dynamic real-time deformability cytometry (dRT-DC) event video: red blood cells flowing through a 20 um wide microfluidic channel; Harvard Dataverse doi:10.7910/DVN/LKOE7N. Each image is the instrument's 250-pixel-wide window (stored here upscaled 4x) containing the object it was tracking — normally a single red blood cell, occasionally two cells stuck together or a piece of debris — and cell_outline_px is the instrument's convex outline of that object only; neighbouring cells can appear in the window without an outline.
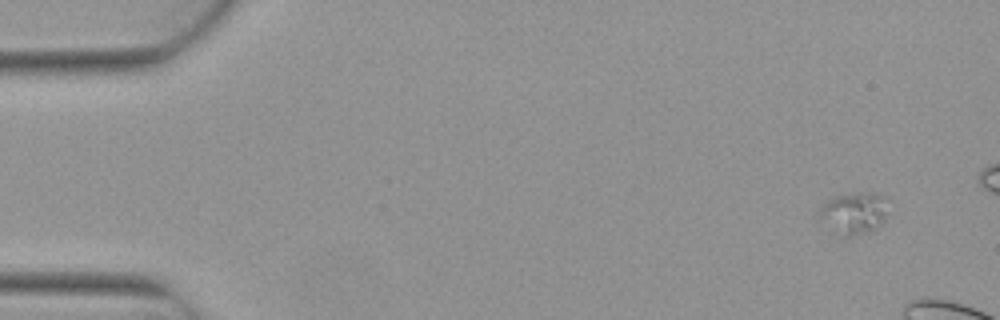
{"species": "Egyptian fruit bat (a non-hibernating species)", "species_latin": "Rousettus aegyptiacus", "temperature_condition": "warm", "stored_images_in_passage": 4, "camera_frame_rate_fps": 3000, "um_per_image_px": 0.085, "animal": {"sex": "female"}, "frame": {"image": 1, "passage_image": 1, "time_ms": 0.0, "image_size_px": [1000, 320], "cell_outline_px": [[892, 200], [884, 224], [872, 232], [844, 240], [820, 216], [820, 208], [832, 196], [860, 192], [872, 192], [888, 196]], "centroid_in_image_um": [72.75, 18.12], "position_along_channel_um": 12.3, "area_um2": 17.74}}